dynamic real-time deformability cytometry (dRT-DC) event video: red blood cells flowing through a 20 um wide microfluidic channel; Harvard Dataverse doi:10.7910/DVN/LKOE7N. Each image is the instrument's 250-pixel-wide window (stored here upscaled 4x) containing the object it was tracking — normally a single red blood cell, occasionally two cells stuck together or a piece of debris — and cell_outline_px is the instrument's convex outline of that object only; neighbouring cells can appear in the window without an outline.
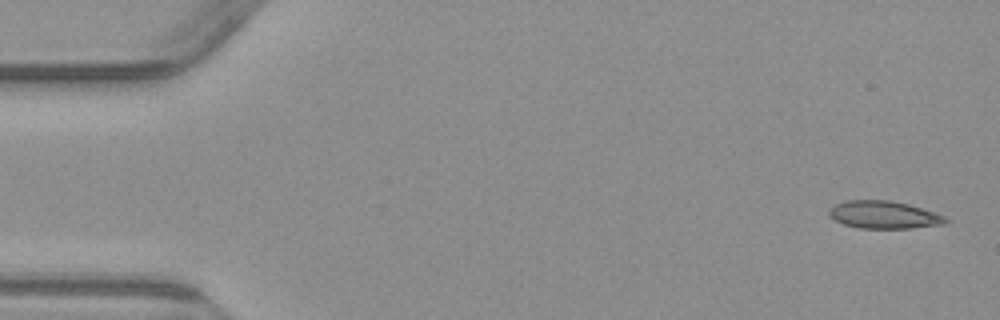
{"species": "common noctule bat (a hibernating species)", "species_latin": "Nyctalus noctula", "temperature_condition": "warm", "stored_images_in_passage": 6, "camera_frame_rate_fps": 3000, "um_per_image_px": 0.085, "animal": {"sex": "male", "body_mass_g": 23.1, "forearm_length_mm": 52.7}, "frame": {"image": 1, "passage_image": 1, "time_ms": 0.0, "image_size_px": [1000, 320], "cell_outline_px": [[948, 220], [944, 224], [912, 228], [860, 228], [844, 224], [828, 216], [828, 208], [844, 200], [888, 200], [908, 204], [944, 216]], "centroid_in_image_um": [75.07, 18.25], "position_along_channel_um": 9.9, "area_um2": 18.61}}
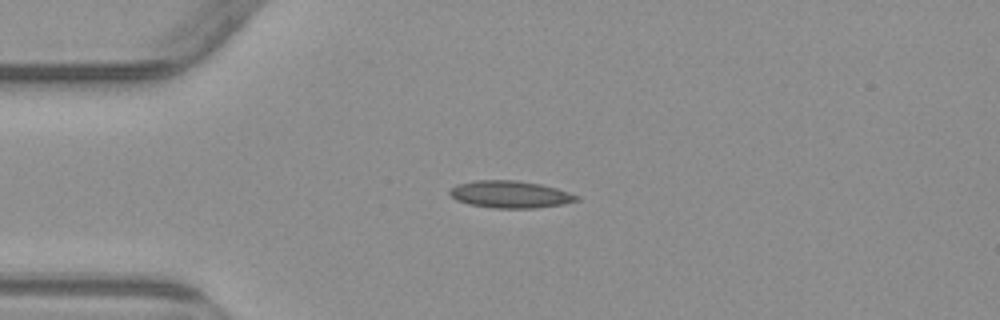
{"frame": {"image": 2, "passage_image": 4, "time_ms": 3.667, "image_size_px": [1000, 320], "cell_outline_px": [[580, 200], [564, 204], [536, 208], [496, 208], [468, 204], [456, 200], [448, 192], [456, 184], [476, 180], [516, 180], [540, 184], [556, 188], [580, 196]], "centroid_in_image_um": [43.38, 16.52], "position_along_channel_um": 41.6, "area_um2": 20.11}}
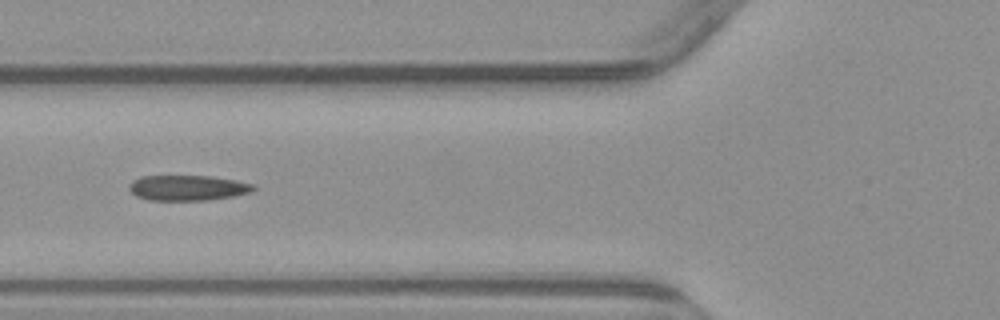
{"frame": {"image": 3, "passage_image": 6, "time_ms": 6.0, "image_size_px": [1000, 320], "cell_outline_px": [[256, 188], [252, 192], [232, 196], [204, 200], [148, 200], [136, 196], [128, 188], [128, 184], [132, 180], [144, 176], [212, 176], [236, 180], [256, 184]], "centroid_in_image_um": [15.96, 15.96], "position_along_channel_um": 109.8, "area_um2": 18.44}}